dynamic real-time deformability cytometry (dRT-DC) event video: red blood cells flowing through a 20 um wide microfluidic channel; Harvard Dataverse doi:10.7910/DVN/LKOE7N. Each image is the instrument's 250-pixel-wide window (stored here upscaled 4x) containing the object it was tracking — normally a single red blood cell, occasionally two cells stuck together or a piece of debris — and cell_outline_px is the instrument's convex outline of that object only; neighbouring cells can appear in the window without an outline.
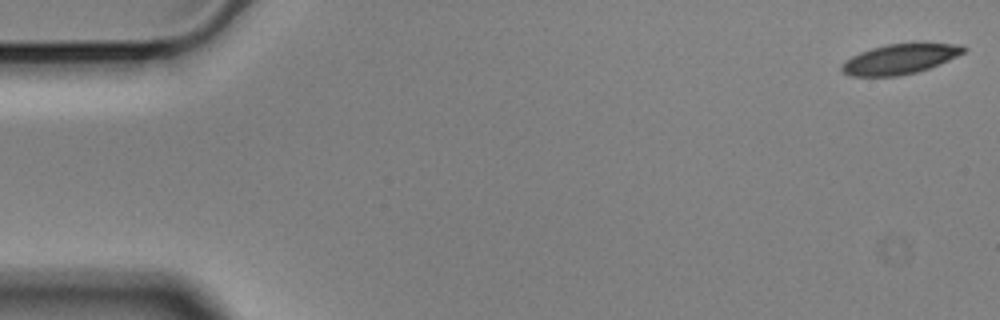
{"species": "Egyptian fruit bat (a non-hibernating species)", "species_latin": "Rousettus aegyptiacus", "temperature_condition": "cold", "stored_images_in_passage": 10, "camera_frame_rate_fps": 3000, "um_per_image_px": 0.085, "animal": {"sex": "male"}, "frame": {"image": 1, "passage_image": 1, "time_ms": 0.0, "image_size_px": [1000, 320], "cell_outline_px": [[968, 48], [964, 52], [956, 56], [928, 68], [916, 72], [896, 76], [852, 76], [844, 72], [840, 68], [840, 64], [852, 56], [860, 52], [872, 48], [888, 44], [912, 40], [924, 40], [964, 44]], "centroid_in_image_um": [76.57, 4.94], "position_along_channel_um": 8.4, "area_um2": 22.14}}